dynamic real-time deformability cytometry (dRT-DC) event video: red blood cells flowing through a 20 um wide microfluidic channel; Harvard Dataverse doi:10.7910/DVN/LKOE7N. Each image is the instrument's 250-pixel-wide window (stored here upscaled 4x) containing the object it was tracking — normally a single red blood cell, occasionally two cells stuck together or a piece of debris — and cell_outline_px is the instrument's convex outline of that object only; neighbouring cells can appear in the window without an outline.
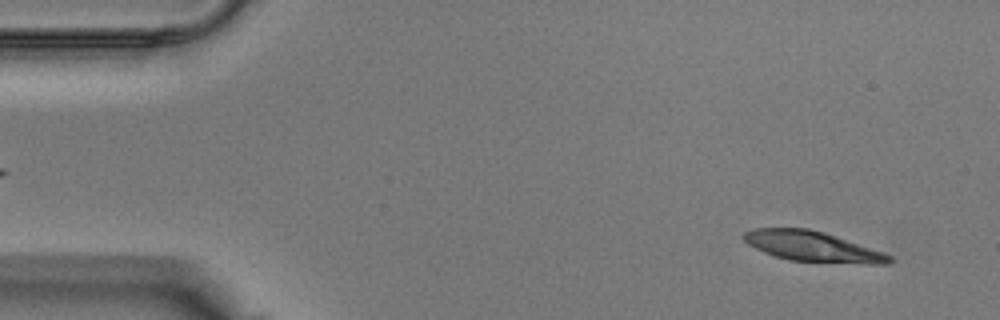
{"species": "Egyptian fruit bat (a non-hibernating species)", "species_latin": "Rousettus aegyptiacus", "temperature_condition": "warm", "stored_images_in_passage": 38, "camera_frame_rate_fps": 3000, "um_per_image_px": 0.085, "animal": {"sex": "male"}, "frame": {"image": 1, "passage_image": 2, "time_ms": 0.333, "image_size_px": [1000, 320], "cell_outline_px": [[892, 260], [888, 264], [868, 264], [788, 260], [764, 252], [748, 244], [740, 236], [744, 232], [752, 228], [808, 228], [884, 252], [892, 256]], "centroid_in_image_um": [69.02, 20.95], "position_along_channel_um": 16.0, "area_um2": 25.32}}
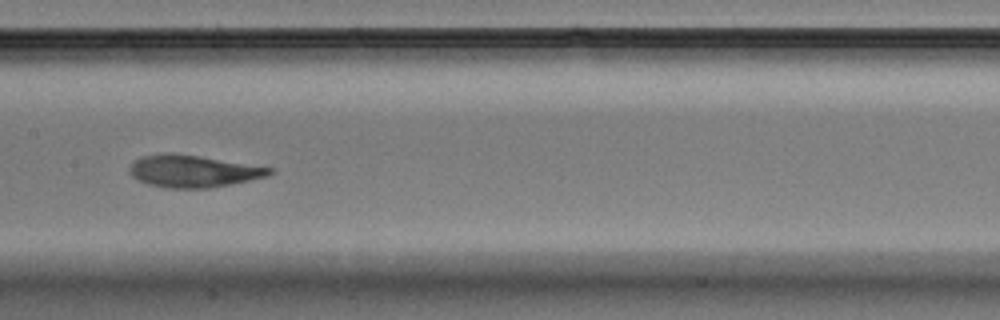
{"frame": {"image": 2, "passage_image": 18, "time_ms": 5.667, "image_size_px": [1000, 320], "cell_outline_px": [[272, 172], [268, 176], [208, 188], [164, 188], [148, 184], [132, 176], [128, 172], [128, 168], [140, 156], [164, 152], [196, 156], [272, 168]], "centroid_in_image_um": [16.33, 14.55], "position_along_channel_um": 191.1, "area_um2": 25.72}}
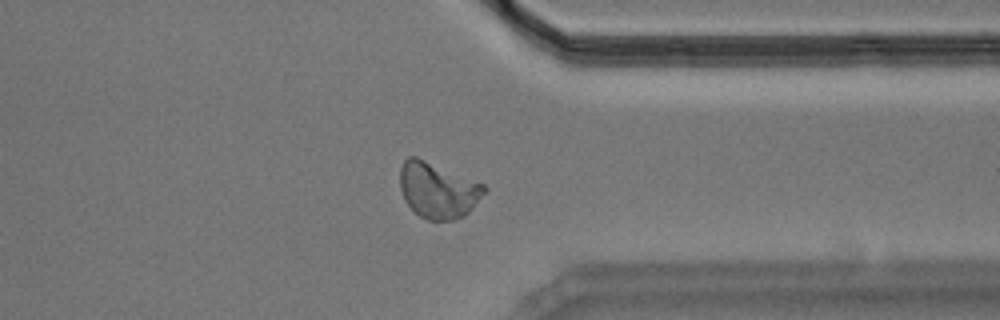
{"frame": {"image": 3, "passage_image": 29, "time_ms": 9.333, "image_size_px": [1000, 320], "cell_outline_px": [[488, 188], [472, 208], [464, 216], [452, 220], [428, 220], [420, 216], [404, 200], [400, 188], [400, 168], [404, 160], [408, 156], [416, 156], [484, 184]], "centroid_in_image_um": [37.2, 16.16], "position_along_channel_um": 374.2, "area_um2": 27.22}}